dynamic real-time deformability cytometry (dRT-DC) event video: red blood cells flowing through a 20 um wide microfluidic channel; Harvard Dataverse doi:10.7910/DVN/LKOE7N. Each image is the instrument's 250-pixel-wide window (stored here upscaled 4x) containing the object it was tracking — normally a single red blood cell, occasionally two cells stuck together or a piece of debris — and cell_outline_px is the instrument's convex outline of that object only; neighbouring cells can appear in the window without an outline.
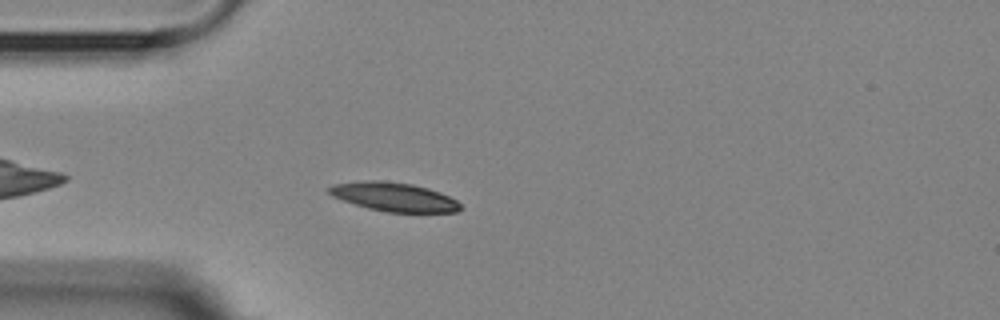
{"species": "Egyptian fruit bat (a non-hibernating species)", "species_latin": "Rousettus aegyptiacus", "temperature_condition": "room temperature", "stored_images_in_passage": 1, "camera_frame_rate_fps": 3000, "um_per_image_px": 0.085, "animal": {"sex": "female"}, "frame": {"image": 1, "passage_image": 1, "time_ms": 0.0, "image_size_px": [1000, 320], "cell_outline_px": [[464, 208], [456, 212], [388, 212], [368, 208], [332, 196], [328, 192], [328, 188], [332, 184], [368, 180], [376, 180], [412, 184], [428, 188], [440, 192], [456, 200]], "centroid_in_image_um": [33.51, 16.73], "position_along_channel_um": 51.5, "area_um2": 21.91}}